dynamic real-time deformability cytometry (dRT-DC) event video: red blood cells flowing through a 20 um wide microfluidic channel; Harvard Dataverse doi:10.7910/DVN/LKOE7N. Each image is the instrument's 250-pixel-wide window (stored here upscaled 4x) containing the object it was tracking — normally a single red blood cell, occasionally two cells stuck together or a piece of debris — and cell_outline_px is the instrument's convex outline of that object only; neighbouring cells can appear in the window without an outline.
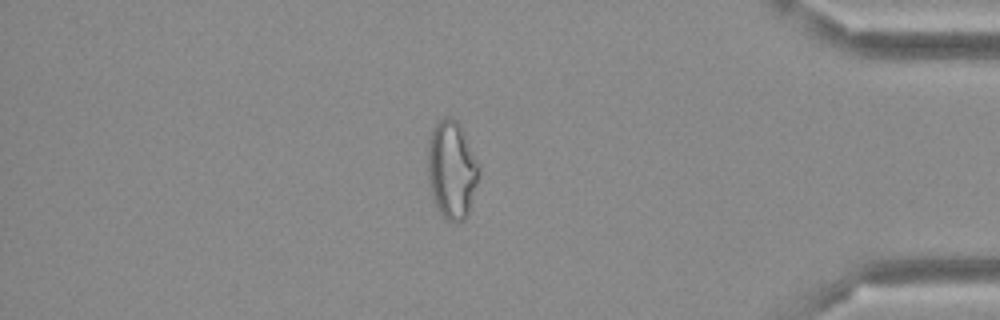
{"species": "Egyptian fruit bat (a non-hibernating species)", "species_latin": "Rousettus aegyptiacus", "temperature_condition": "cold", "stored_images_in_passage": 48, "camera_frame_rate_fps": 3000, "um_per_image_px": 0.085, "frame": {"image": 1, "passage_image": 41, "time_ms": 13.333, "image_size_px": [1000, 320], "cell_outline_px": [[480, 172], [468, 216], [464, 220], [448, 220], [440, 212], [432, 196], [428, 176], [428, 136], [432, 128], [444, 116], [452, 116], [460, 124], [464, 132], [480, 168]], "centroid_in_image_um": [38.4, 14.38], "position_along_channel_um": 396.8, "area_um2": 29.13}}